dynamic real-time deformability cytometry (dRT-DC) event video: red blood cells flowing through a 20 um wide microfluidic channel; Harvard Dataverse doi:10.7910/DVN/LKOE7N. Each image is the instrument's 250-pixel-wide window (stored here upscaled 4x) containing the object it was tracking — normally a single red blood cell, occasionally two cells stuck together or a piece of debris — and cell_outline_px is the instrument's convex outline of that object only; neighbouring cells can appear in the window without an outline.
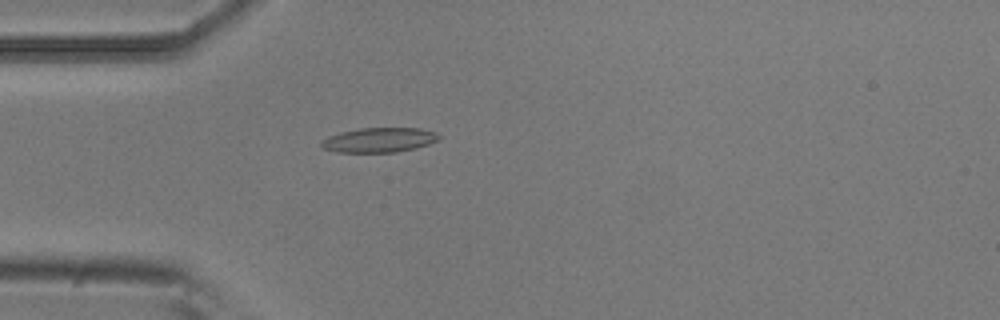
{"species": "common noctule bat (a hibernating species)", "species_latin": "Nyctalus noctula", "temperature_condition": "room temperature", "stored_images_in_passage": 4, "camera_frame_rate_fps": 3000, "um_per_image_px": 0.085, "animal": {"sex": "male", "body_mass_g": 20.5, "forearm_length_mm": 52.5}, "frame": {"image": 1, "passage_image": 4, "time_ms": 1.0, "image_size_px": [1000, 320], "cell_outline_px": [[440, 140], [416, 148], [396, 152], [336, 152], [324, 148], [320, 144], [320, 140], [328, 136], [340, 132], [360, 128], [420, 128], [436, 132], [440, 136]], "centroid_in_image_um": [32.23, 11.89], "position_along_channel_um": 52.8, "area_um2": 16.99}}